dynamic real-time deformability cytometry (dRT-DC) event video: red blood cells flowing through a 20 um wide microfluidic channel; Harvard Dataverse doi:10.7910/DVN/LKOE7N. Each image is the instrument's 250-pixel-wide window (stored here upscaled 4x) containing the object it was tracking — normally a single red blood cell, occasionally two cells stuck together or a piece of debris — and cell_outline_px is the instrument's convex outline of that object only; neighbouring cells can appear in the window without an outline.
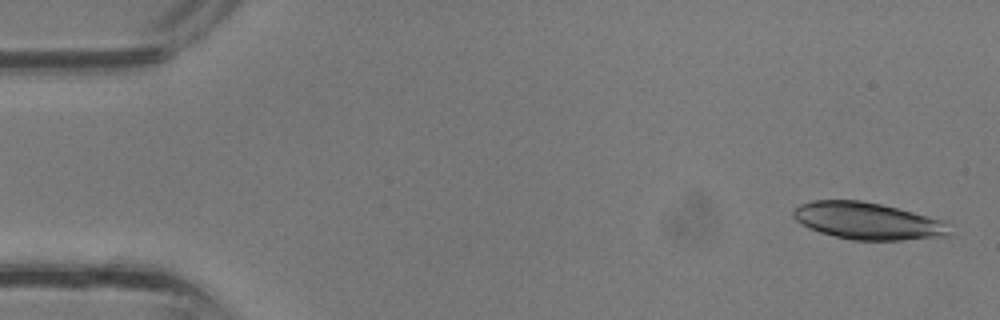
{"species": "common noctule bat (a hibernating species)", "species_latin": "Nyctalus noctula", "temperature_condition": "room temperature", "stored_images_in_passage": 10, "camera_frame_rate_fps": 3000, "um_per_image_px": 0.085, "animal": {"sex": "male", "body_mass_g": 13.3}, "frame": {"image": 1, "passage_image": 1, "time_ms": 0.0, "image_size_px": [1000, 320], "cell_outline_px": [[952, 236], [900, 240], [852, 240], [820, 232], [808, 228], [796, 220], [792, 216], [792, 208], [800, 204], [812, 200], [860, 200], [880, 204], [944, 220]], "centroid_in_image_um": [73.72, 18.78], "position_along_channel_um": 11.3, "area_um2": 33.7}}